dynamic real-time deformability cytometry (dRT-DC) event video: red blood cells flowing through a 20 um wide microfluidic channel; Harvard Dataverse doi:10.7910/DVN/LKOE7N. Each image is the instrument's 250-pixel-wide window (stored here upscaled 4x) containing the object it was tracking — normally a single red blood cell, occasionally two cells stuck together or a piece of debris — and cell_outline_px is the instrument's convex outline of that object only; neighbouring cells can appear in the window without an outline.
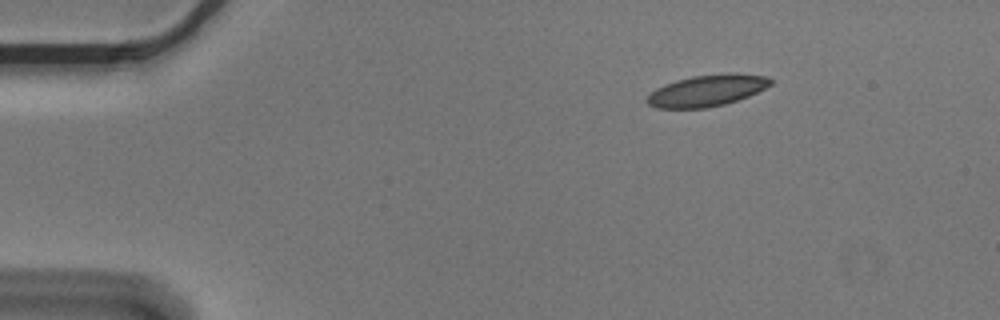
{"species": "Egyptian fruit bat (a non-hibernating species)", "species_latin": "Rousettus aegyptiacus", "temperature_condition": "cold", "stored_images_in_passage": 6, "segment_of_instrument_passage": [2, 2], "camera_frame_rate_fps": 3000, "um_per_image_px": 0.085, "animal": {"sex": "male"}, "frame": {"image": 1, "passage_image": 6, "time_ms": 1.667, "image_size_px": [1000, 320], "cell_outline_px": [[772, 84], [748, 96], [724, 104], [704, 108], [656, 108], [648, 104], [644, 100], [656, 88], [664, 84], [676, 80], [692, 76], [728, 72], [732, 72], [764, 76], [772, 80]], "centroid_in_image_um": [60.06, 7.69], "position_along_channel_um": 24.9, "area_um2": 22.6}}